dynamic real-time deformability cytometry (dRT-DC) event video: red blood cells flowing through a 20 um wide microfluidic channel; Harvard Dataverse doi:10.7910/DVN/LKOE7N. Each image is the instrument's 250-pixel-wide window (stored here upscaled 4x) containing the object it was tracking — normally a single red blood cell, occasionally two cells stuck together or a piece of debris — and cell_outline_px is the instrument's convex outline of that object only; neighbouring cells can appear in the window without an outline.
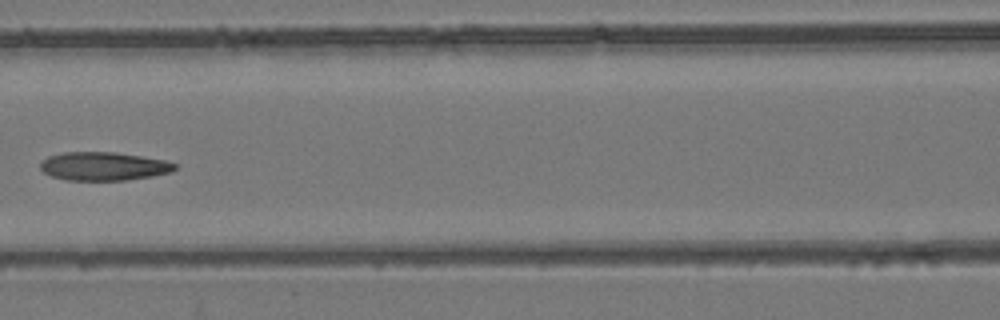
{"species": "common noctule bat (a hibernating species)", "species_latin": "Nyctalus noctula", "temperature_condition": "room temperature", "stored_images_in_passage": 7, "camera_frame_rate_fps": 3000, "um_per_image_px": 0.085, "animal": {"sex": "female", "body_mass_g": 24.6, "forearm_length_mm": 56.2}, "frame": {"image": 1, "passage_image": 6, "time_ms": 1.667, "image_size_px": [1000, 320], "cell_outline_px": [[180, 164], [172, 172], [152, 176], [128, 180], [68, 180], [52, 176], [44, 172], [40, 168], [40, 164], [48, 156], [64, 152], [116, 152], [164, 160]], "centroid_in_image_um": [8.85, 14.13], "position_along_channel_um": 157.8, "area_um2": 22.31}}
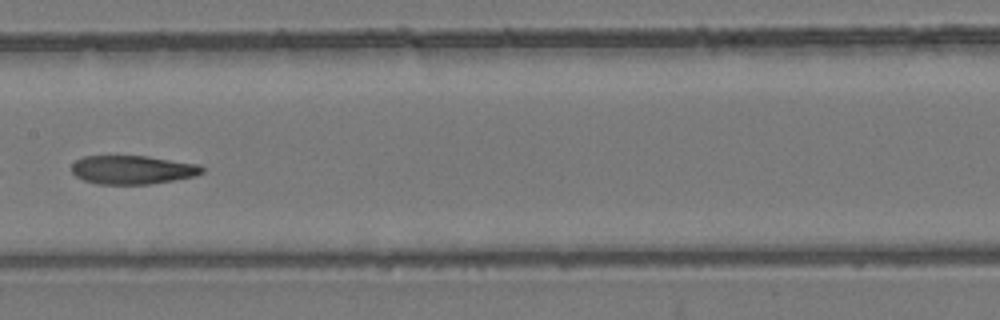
{"frame": {"image": 2, "passage_image": 7, "time_ms": 2.0, "image_size_px": [1000, 320], "cell_outline_px": [[204, 172], [196, 176], [148, 184], [96, 184], [84, 180], [76, 176], [72, 172], [72, 164], [76, 160], [84, 156], [148, 156], [200, 164], [204, 168]], "centroid_in_image_um": [11.28, 14.42], "position_along_channel_um": 196.1, "area_um2": 21.85}}